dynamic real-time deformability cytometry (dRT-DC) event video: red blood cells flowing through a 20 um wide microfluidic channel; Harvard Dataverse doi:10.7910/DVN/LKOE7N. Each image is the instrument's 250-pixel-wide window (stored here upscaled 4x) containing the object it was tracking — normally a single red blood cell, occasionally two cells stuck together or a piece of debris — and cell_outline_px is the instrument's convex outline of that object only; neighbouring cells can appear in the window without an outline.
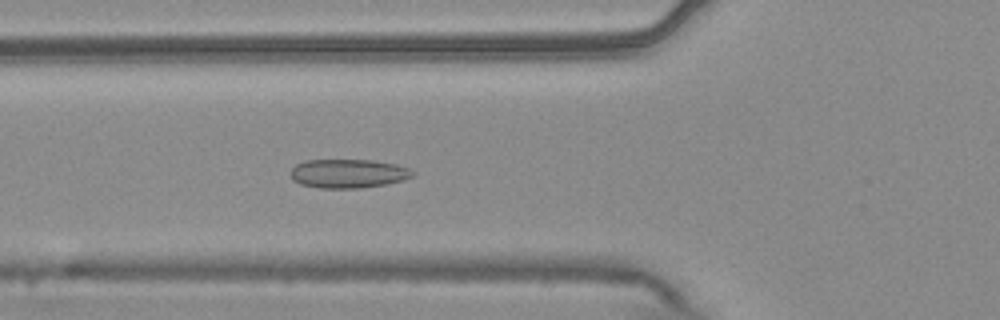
{"species": "common noctule bat (a hibernating species)", "species_latin": "Nyctalus noctula", "temperature_condition": "warm", "stored_images_in_passage": 54, "camera_frame_rate_fps": 3000, "um_per_image_px": 0.085, "animal": {"sex": "male", "body_mass_g": 20.4}, "frame": {"image": 1, "passage_image": 20, "time_ms": 6.333, "image_size_px": [1000, 320], "cell_outline_px": [[416, 172], [412, 176], [404, 180], [384, 184], [360, 188], [320, 188], [300, 184], [292, 180], [292, 168], [296, 164], [308, 160], [372, 160], [396, 164], [408, 168]], "centroid_in_image_um": [29.61, 14.75], "position_along_channel_um": 96.2, "area_um2": 20.46}}
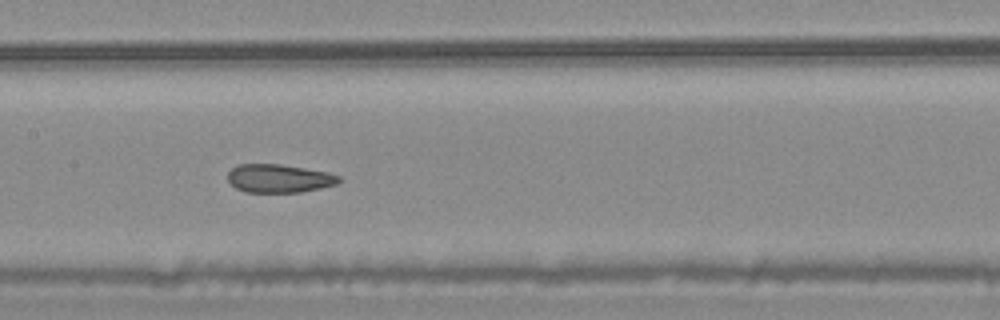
{"frame": {"image": 2, "passage_image": 27, "time_ms": 8.667, "image_size_px": [1000, 320], "cell_outline_px": [[344, 180], [336, 184], [320, 188], [300, 192], [244, 192], [236, 188], [228, 180], [228, 172], [232, 168], [240, 164], [280, 164], [328, 172], [340, 176]], "centroid_in_image_um": [23.74, 15.16], "position_along_channel_um": 183.7, "area_um2": 18.38}}
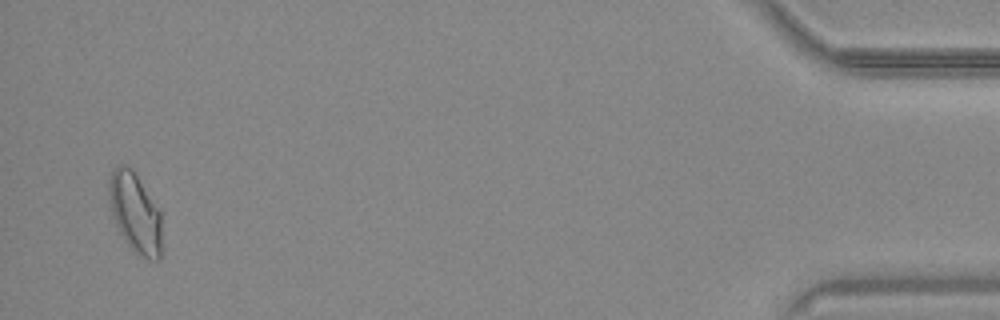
{"frame": {"image": 3, "passage_image": 53, "time_ms": 17.333, "image_size_px": [1000, 320], "cell_outline_px": [[164, 256], [160, 260], [148, 260], [136, 256], [132, 252], [124, 240], [112, 216], [108, 196], [108, 180], [112, 168], [120, 164], [128, 164], [132, 168], [160, 212]], "centroid_in_image_um": [11.5, 18.16], "position_along_channel_um": 423.7, "area_um2": 25.55}, "authors_computed_cell_mechanics": {"area_um2": 20.2878, "velocity_mm_per_s": 3.7311, "shape_relaxation_time_tau1_ms": null, "shape_relaxation_time_tau2_ms": 2.0001, "deformation_change_tau1": null, "deformation_change_tau2": 0.0603}}